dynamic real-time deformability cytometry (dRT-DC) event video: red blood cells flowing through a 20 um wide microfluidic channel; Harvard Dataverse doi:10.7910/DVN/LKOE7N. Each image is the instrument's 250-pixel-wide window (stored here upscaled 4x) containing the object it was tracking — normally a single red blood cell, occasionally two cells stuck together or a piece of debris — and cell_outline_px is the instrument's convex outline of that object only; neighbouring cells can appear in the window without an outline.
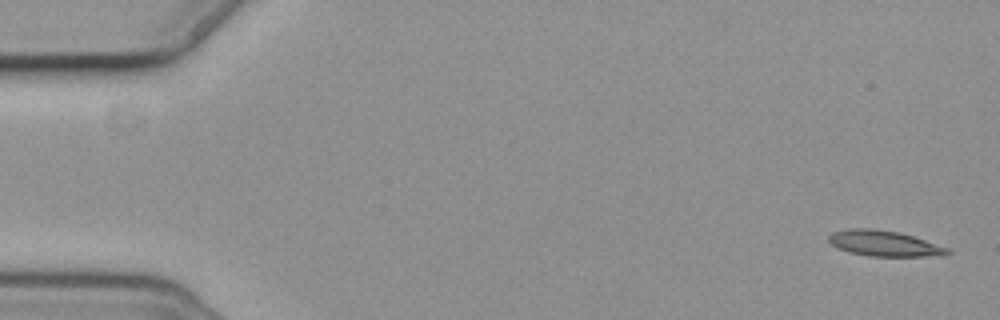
{"species": "common noctule bat (a hibernating species)", "species_latin": "Nyctalus noctula", "temperature_condition": "cold", "stored_images_in_passage": 3, "camera_frame_rate_fps": 3000, "um_per_image_px": 0.085, "animal": {"sex": "female", "body_mass_g": 19.3, "forearm_length_mm": 54.1}, "frame": {"image": 1, "passage_image": 1, "time_ms": 0.0, "image_size_px": [1000, 320], "cell_outline_px": [[952, 252], [944, 256], [868, 256], [848, 252], [832, 244], [828, 240], [828, 236], [832, 232], [852, 228], [872, 228], [900, 232], [948, 248]], "centroid_in_image_um": [75.16, 20.69], "position_along_channel_um": 9.8, "area_um2": 17.69}}